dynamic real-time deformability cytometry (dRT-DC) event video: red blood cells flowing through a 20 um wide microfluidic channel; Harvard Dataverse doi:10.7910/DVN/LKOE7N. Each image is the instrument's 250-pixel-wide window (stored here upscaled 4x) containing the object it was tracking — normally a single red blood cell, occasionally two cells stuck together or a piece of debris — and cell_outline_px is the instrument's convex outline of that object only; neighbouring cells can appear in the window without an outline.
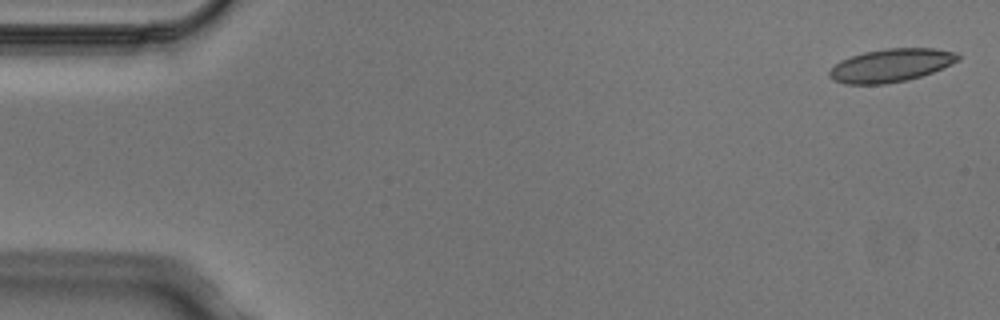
{"species": "Egyptian fruit bat (a non-hibernating species)", "species_latin": "Rousettus aegyptiacus", "temperature_condition": "cold", "stored_images_in_passage": 3, "camera_frame_rate_fps": 3000, "um_per_image_px": 0.085, "animal": {"sex": "male"}, "frame": {"image": 1, "passage_image": 1, "time_ms": 0.0, "image_size_px": [1000, 320], "cell_outline_px": [[960, 60], [952, 64], [932, 72], [908, 80], [884, 84], [844, 84], [832, 80], [828, 76], [828, 72], [840, 60], [864, 52], [888, 48], [936, 48], [956, 52], [960, 56]], "centroid_in_image_um": [75.73, 5.55], "position_along_channel_um": 9.3, "area_um2": 24.91}}